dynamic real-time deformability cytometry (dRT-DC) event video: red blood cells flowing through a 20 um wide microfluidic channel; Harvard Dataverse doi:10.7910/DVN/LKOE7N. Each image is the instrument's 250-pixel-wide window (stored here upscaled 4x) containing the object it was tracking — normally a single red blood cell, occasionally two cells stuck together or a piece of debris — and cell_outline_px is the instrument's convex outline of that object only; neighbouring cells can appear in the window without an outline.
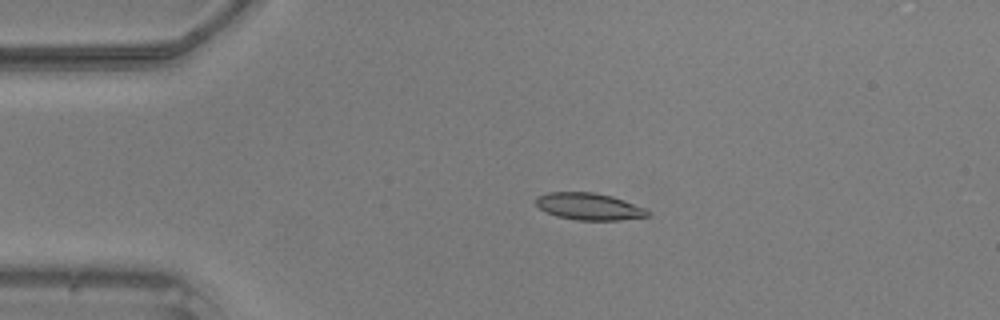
{"species": "common noctule bat (a hibernating species)", "species_latin": "Nyctalus noctula", "temperature_condition": "warm", "stored_images_in_passage": 15, "camera_frame_rate_fps": 3000, "um_per_image_px": 0.085, "animal": {"sex": "male", "body_mass_g": 20.5, "forearm_length_mm": 52.5}, "frame": {"image": 1, "passage_image": 1, "time_ms": 0.0, "image_size_px": [1000, 320], "cell_outline_px": [[648, 216], [620, 220], [576, 220], [556, 216], [540, 208], [536, 204], [536, 200], [540, 196], [548, 192], [592, 192], [612, 196], [624, 200], [644, 208], [648, 212]], "centroid_in_image_um": [50.06, 17.55], "position_along_channel_um": 34.9, "area_um2": 17.28}}
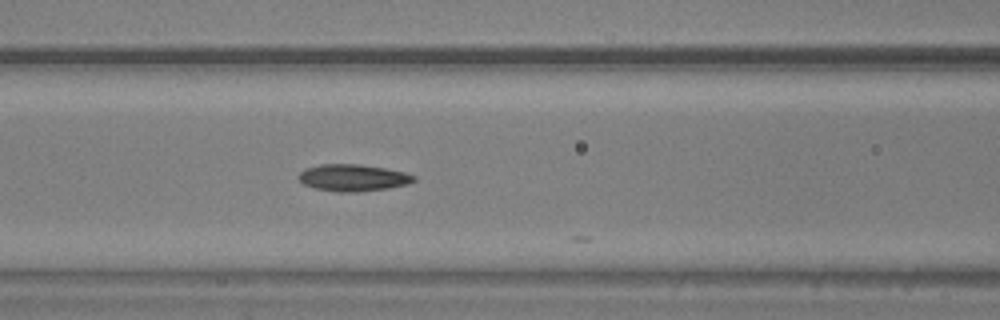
{"frame": {"image": 2, "passage_image": 11, "time_ms": 3.333, "image_size_px": [1000, 320], "cell_outline_px": [[416, 180], [408, 184], [388, 188], [360, 192], [340, 192], [316, 188], [304, 184], [296, 176], [304, 168], [320, 164], [360, 164], [384, 168], [404, 172], [416, 176]], "centroid_in_image_um": [30.0, 15.1], "position_along_channel_um": 136.6, "area_um2": 18.09}}
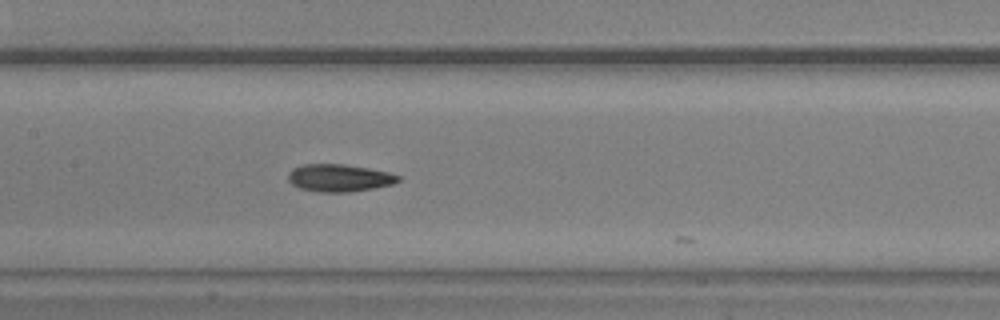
{"frame": {"image": 3, "passage_image": 14, "time_ms": 4.333, "image_size_px": [1000, 320], "cell_outline_px": [[400, 180], [392, 184], [372, 188], [348, 192], [320, 192], [300, 188], [292, 184], [288, 180], [288, 172], [292, 168], [304, 164], [344, 164], [368, 168], [388, 172], [400, 176]], "centroid_in_image_um": [28.8, 15.11], "position_along_channel_um": 178.6, "area_um2": 17.51}}